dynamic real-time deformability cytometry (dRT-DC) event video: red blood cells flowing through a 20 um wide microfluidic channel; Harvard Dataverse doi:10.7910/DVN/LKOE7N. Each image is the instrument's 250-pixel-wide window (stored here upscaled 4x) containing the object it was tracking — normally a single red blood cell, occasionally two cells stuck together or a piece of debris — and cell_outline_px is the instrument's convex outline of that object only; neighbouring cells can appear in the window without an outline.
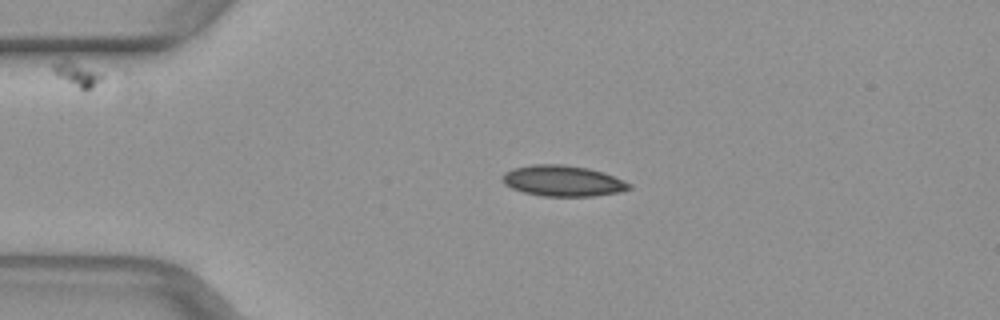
{"species": "common noctule bat (a hibernating species)", "species_latin": "Nyctalus noctula", "temperature_condition": "warm", "stored_images_in_passage": 49, "camera_frame_rate_fps": 3000, "um_per_image_px": 0.085, "animal": {"sex": "female", "body_mass_g": 29.2, "forearm_length_mm": 56.3}, "frame": {"image": 1, "passage_image": 11, "time_ms": 3.333, "image_size_px": [1000, 320], "cell_outline_px": [[632, 188], [620, 192], [592, 196], [544, 196], [524, 192], [512, 188], [504, 184], [500, 180], [500, 176], [504, 172], [512, 168], [532, 164], [560, 164], [588, 168], [604, 172], [624, 180], [632, 184]], "centroid_in_image_um": [47.82, 15.36], "position_along_channel_um": 37.2, "area_um2": 23.0}}
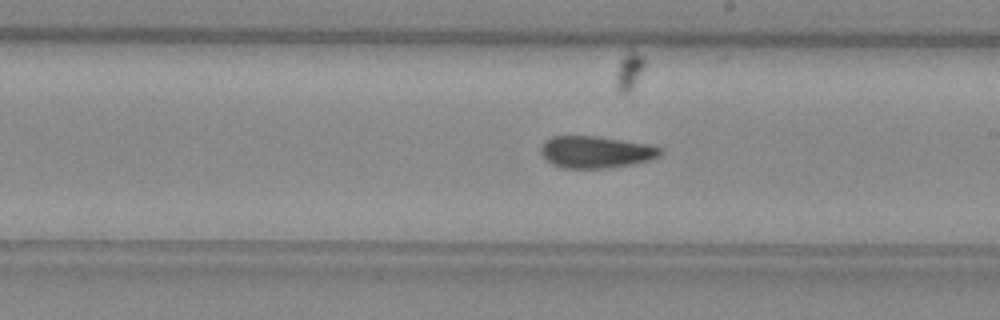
{"frame": {"image": 2, "passage_image": 28, "time_ms": 9.0, "image_size_px": [1000, 320], "cell_outline_px": [[664, 152], [660, 156], [648, 160], [632, 164], [608, 168], [564, 168], [552, 164], [540, 152], [540, 148], [544, 140], [552, 136], [596, 136], [648, 144], [660, 148]], "centroid_in_image_um": [50.64, 12.92], "position_along_channel_um": 238.4, "area_um2": 22.2}}
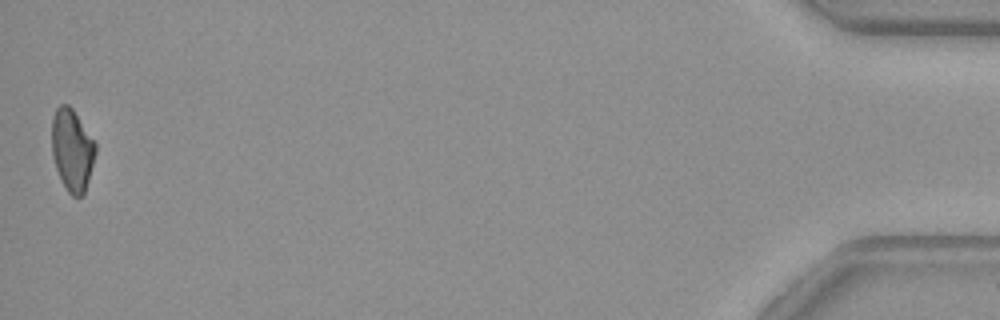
{"frame": {"image": 3, "passage_image": 49, "time_ms": 16.0, "image_size_px": [1000, 320], "cell_outline_px": [[96, 152], [88, 180], [84, 192], [80, 196], [72, 196], [68, 192], [60, 180], [52, 156], [52, 120], [56, 108], [60, 104], [68, 104], [72, 108], [96, 144]], "centroid_in_image_um": [6.11, 12.74], "position_along_channel_um": 429.1, "area_um2": 20.69}}